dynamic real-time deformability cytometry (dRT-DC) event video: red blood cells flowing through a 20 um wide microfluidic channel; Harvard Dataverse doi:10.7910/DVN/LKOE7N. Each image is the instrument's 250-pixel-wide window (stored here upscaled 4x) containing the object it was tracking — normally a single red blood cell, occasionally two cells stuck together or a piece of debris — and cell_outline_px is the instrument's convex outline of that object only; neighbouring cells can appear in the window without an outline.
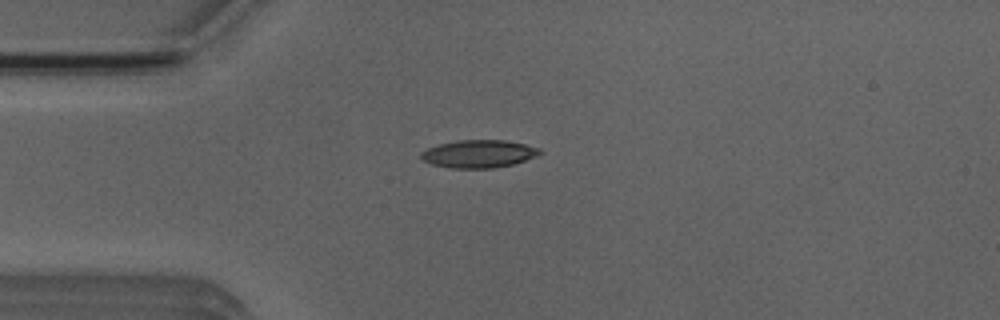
{"species": "Egyptian fruit bat (a non-hibernating species)", "species_latin": "Rousettus aegyptiacus", "temperature_condition": "room temperature", "stored_images_in_passage": 4, "camera_frame_rate_fps": 3000, "um_per_image_px": 0.085, "animal": {"sex": "male"}, "frame": {"image": 1, "passage_image": 4, "time_ms": 4.0, "image_size_px": [1000, 320], "cell_outline_px": [[544, 152], [536, 156], [512, 164], [492, 168], [452, 168], [432, 164], [424, 160], [420, 156], [420, 152], [428, 148], [440, 144], [456, 140], [504, 140], [524, 144], [540, 148]], "centroid_in_image_um": [40.7, 13.07], "position_along_channel_um": 44.3, "area_um2": 19.07}}